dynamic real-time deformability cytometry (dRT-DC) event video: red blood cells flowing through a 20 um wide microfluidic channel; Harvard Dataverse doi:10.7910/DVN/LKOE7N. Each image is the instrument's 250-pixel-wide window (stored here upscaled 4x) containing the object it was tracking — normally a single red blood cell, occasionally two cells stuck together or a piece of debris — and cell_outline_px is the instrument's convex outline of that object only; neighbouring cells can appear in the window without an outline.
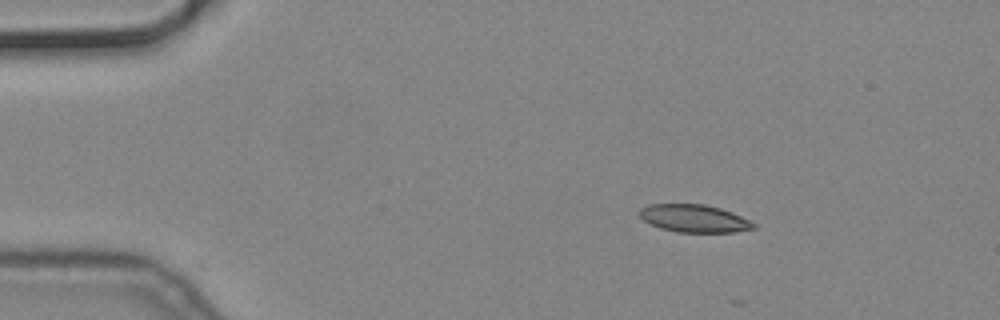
{"species": "common noctule bat (a hibernating species)", "species_latin": "Nyctalus noctula", "temperature_condition": "cold", "stored_images_in_passage": 7, "camera_frame_rate_fps": 3000, "um_per_image_px": 0.085, "animal": {"sex": "male", "body_mass_g": 19.2, "forearm_length_mm": 51.8}, "frame": {"image": 1, "passage_image": 1, "time_ms": 0.0, "image_size_px": [1000, 320], "cell_outline_px": [[756, 228], [736, 232], [676, 232], [660, 228], [644, 220], [640, 216], [640, 208], [648, 204], [704, 204], [720, 208], [732, 212], [756, 224]], "centroid_in_image_um": [59.01, 18.57], "position_along_channel_um": 26.0, "area_um2": 18.32}}